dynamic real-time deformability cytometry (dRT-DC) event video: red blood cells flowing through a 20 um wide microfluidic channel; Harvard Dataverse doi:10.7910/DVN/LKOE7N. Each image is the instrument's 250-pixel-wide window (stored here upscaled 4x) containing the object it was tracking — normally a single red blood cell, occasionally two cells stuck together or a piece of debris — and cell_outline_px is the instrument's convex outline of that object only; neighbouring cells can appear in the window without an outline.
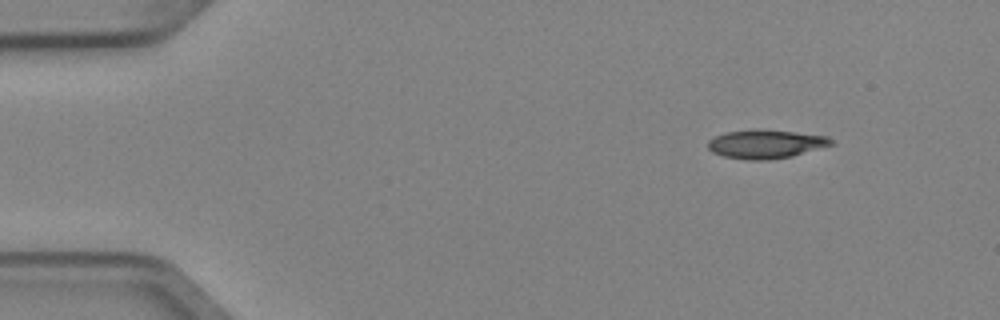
{"species": "Egyptian fruit bat (a non-hibernating species)", "species_latin": "Rousettus aegyptiacus", "temperature_condition": "cold", "stored_images_in_passage": 5, "camera_frame_rate_fps": 3000, "um_per_image_px": 0.085, "animal": {"sex": "female"}, "frame": {"image": 1, "passage_image": 1, "time_ms": 0.0, "image_size_px": [1000, 320], "cell_outline_px": [[836, 144], [792, 156], [768, 160], [748, 160], [724, 156], [712, 152], [708, 148], [708, 140], [716, 136], [728, 132], [760, 128], [796, 132], [828, 136]], "centroid_in_image_um": [65.12, 12.24], "position_along_channel_um": 19.9, "area_um2": 20.75}}
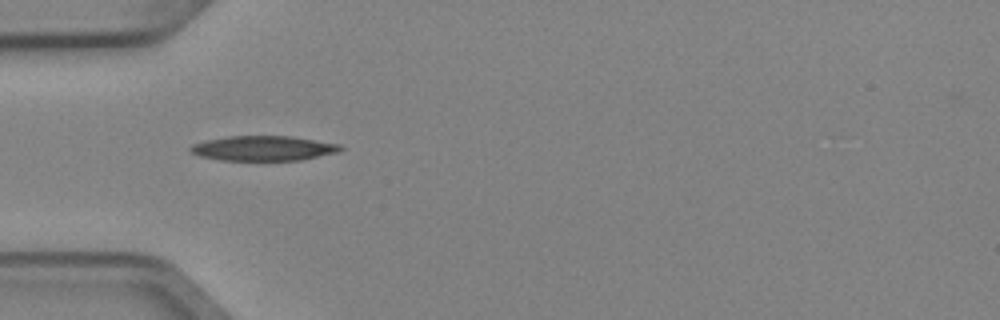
{"frame": {"image": 2, "passage_image": 4, "time_ms": 1.0, "image_size_px": [1000, 320], "cell_outline_px": [[344, 148], [340, 152], [300, 160], [220, 160], [200, 156], [192, 152], [188, 148], [192, 144], [208, 140], [228, 136], [292, 136], [340, 144]], "centroid_in_image_um": [22.42, 12.6], "position_along_channel_um": 62.6, "area_um2": 21.73}}
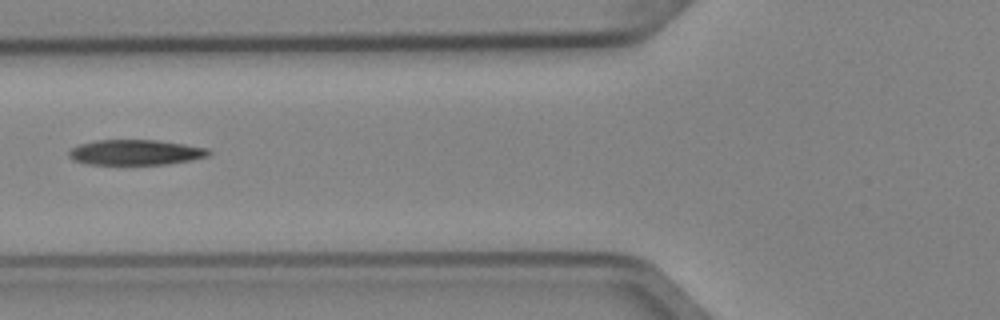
{"frame": {"image": 3, "passage_image": 5, "time_ms": 1.333, "image_size_px": [1000, 320], "cell_outline_px": [[212, 152], [208, 156], [188, 160], [164, 164], [88, 164], [76, 160], [68, 156], [68, 152], [76, 144], [96, 140], [156, 140], [184, 144], [208, 148]], "centroid_in_image_um": [11.5, 12.94], "position_along_channel_um": 114.3, "area_um2": 20.46}}